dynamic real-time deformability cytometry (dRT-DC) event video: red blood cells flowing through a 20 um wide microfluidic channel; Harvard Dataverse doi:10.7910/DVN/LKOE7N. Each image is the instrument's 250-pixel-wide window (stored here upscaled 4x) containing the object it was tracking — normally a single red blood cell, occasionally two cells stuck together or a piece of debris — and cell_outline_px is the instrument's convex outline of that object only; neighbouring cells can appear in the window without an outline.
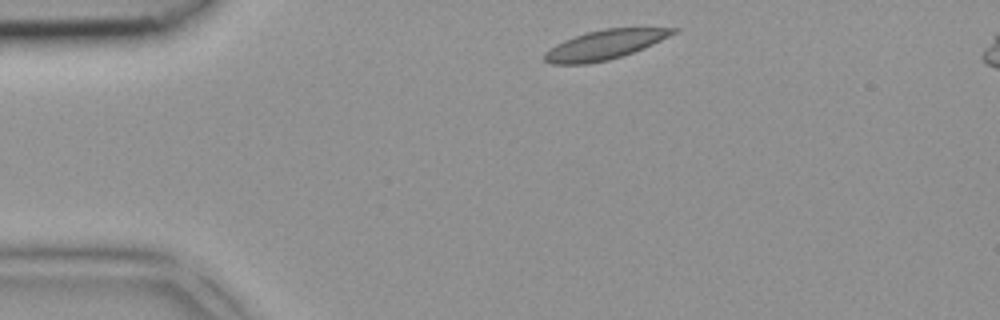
{"species": "common noctule bat (a hibernating species)", "species_latin": "Nyctalus noctula", "temperature_condition": "room temperature", "stored_images_in_passage": 2, "camera_frame_rate_fps": 3000, "um_per_image_px": 0.085, "animal": {"sex": "female", "body_mass_g": 18.4}, "frame": {"image": 1, "passage_image": 1, "time_ms": 0.0, "image_size_px": [1000, 320], "cell_outline_px": [[680, 28], [676, 32], [644, 48], [608, 60], [588, 64], [552, 64], [544, 60], [544, 52], [556, 44], [564, 40], [588, 32], [604, 28]], "centroid_in_image_um": [51.36, 3.81], "position_along_channel_um": 33.6, "area_um2": 21.68}}
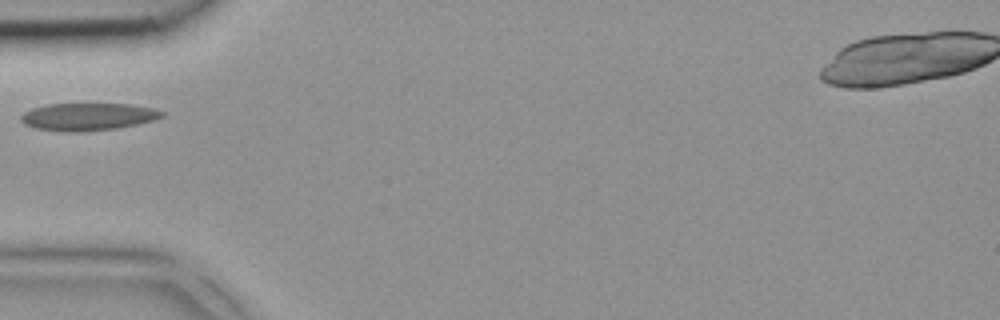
{"frame": {"image": 2, "passage_image": 2, "time_ms": 0.333, "image_size_px": [1000, 320], "cell_outline_px": [[164, 116], [152, 120], [136, 124], [116, 128], [80, 132], [64, 132], [36, 128], [24, 124], [20, 120], [20, 116], [24, 112], [32, 108], [48, 104], [128, 104], [156, 108], [164, 112]], "centroid_in_image_um": [7.46, 9.92], "position_along_channel_um": 77.5, "area_um2": 22.54}}